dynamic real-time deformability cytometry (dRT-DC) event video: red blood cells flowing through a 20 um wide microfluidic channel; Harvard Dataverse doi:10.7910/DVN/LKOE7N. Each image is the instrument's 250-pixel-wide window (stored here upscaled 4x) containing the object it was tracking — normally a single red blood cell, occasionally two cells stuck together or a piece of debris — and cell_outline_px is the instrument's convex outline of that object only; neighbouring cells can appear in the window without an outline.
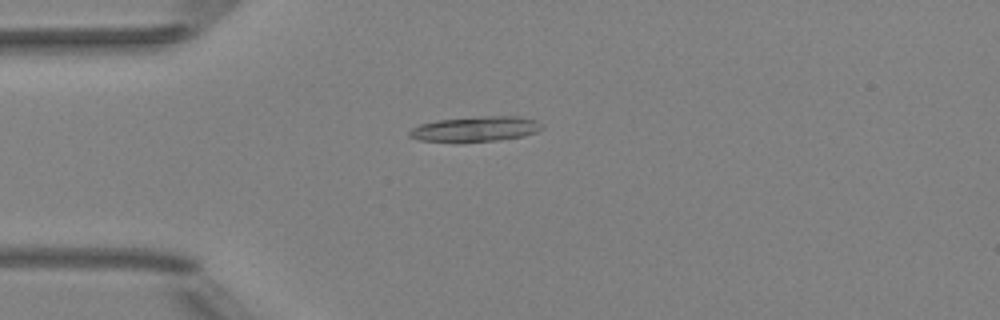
{"species": "Egyptian fruit bat (a non-hibernating species)", "species_latin": "Rousettus aegyptiacus", "temperature_condition": "room temperature", "stored_images_in_passage": 52, "camera_frame_rate_fps": 3000, "um_per_image_px": 0.085, "animal": {"sex": "female"}, "frame": {"image": 1, "passage_image": 14, "time_ms": 4.333, "image_size_px": [1000, 320], "cell_outline_px": [[544, 128], [536, 132], [524, 136], [500, 140], [456, 144], [420, 140], [408, 136], [408, 132], [412, 128], [420, 124], [436, 120], [484, 116], [516, 116], [536, 120]], "centroid_in_image_um": [40.37, 11.0], "position_along_channel_um": 44.6, "area_um2": 20.0}}
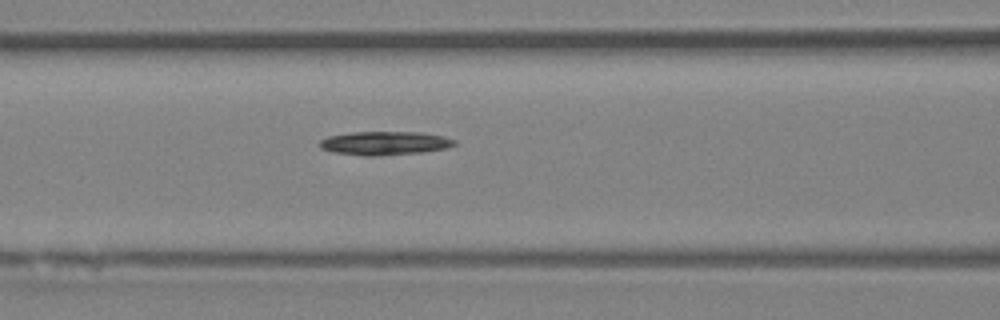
{"frame": {"image": 2, "passage_image": 22, "time_ms": 7.0, "image_size_px": [1000, 320], "cell_outline_px": [[456, 144], [448, 148], [420, 152], [376, 156], [364, 156], [332, 152], [320, 148], [320, 140], [328, 136], [352, 132], [420, 132], [444, 136], [456, 140]], "centroid_in_image_um": [32.7, 12.17], "position_along_channel_um": 133.9, "area_um2": 18.61}}
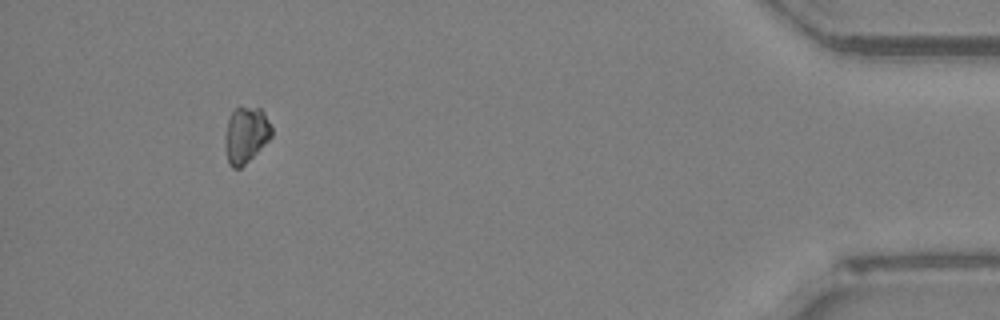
{"frame": {"image": 3, "passage_image": 48, "time_ms": 15.667, "image_size_px": [1000, 320], "cell_outline_px": [[272, 136], [240, 168], [232, 168], [228, 164], [224, 144], [224, 140], [228, 120], [232, 112], [236, 108], [260, 108], [264, 112], [272, 128]], "centroid_in_image_um": [20.88, 11.47], "position_along_channel_um": 414.3, "area_um2": 14.97}}